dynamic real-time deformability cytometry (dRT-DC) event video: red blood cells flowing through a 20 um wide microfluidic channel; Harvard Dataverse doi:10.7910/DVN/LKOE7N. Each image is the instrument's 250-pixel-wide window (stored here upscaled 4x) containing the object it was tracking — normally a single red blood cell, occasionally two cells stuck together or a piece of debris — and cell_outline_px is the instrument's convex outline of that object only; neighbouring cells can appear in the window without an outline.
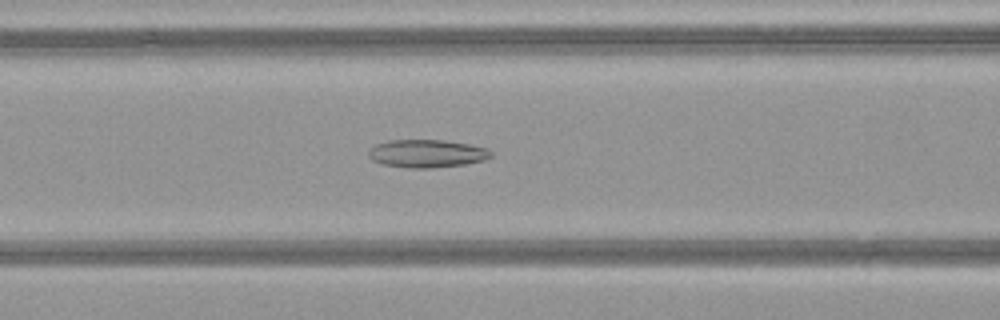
{"species": "common noctule bat (a hibernating species)", "species_latin": "Nyctalus noctula", "temperature_condition": "warm", "stored_images_in_passage": 49, "camera_frame_rate_fps": 3000, "um_per_image_px": 0.085, "animal": {"sex": "female", "body_mass_g": 21.9}, "frame": {"image": 1, "passage_image": 20, "time_ms": 6.333, "image_size_px": [1000, 320], "cell_outline_px": [[492, 156], [484, 160], [464, 164], [432, 168], [408, 168], [384, 164], [372, 160], [368, 156], [368, 152], [376, 144], [388, 140], [444, 140], [468, 144], [488, 148], [492, 152]], "centroid_in_image_um": [36.29, 13.05], "position_along_channel_um": 130.3, "area_um2": 19.88}}
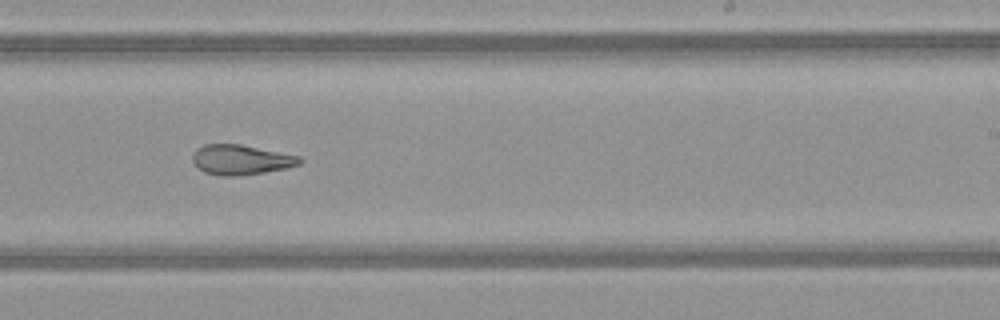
{"frame": {"image": 2, "passage_image": 30, "time_ms": 9.667, "image_size_px": [1000, 320], "cell_outline_px": [[304, 160], [300, 164], [288, 168], [264, 172], [232, 176], [220, 176], [204, 172], [192, 160], [192, 156], [196, 148], [204, 144], [240, 144], [300, 156]], "centroid_in_image_um": [20.49, 13.57], "position_along_channel_um": 268.5, "area_um2": 18.67}}
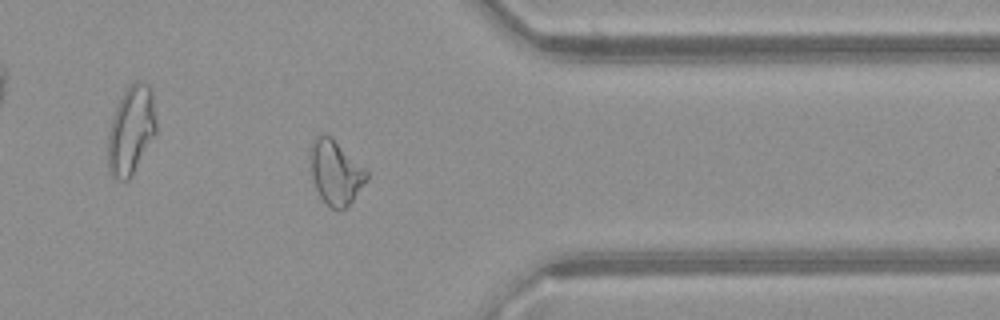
{"frame": {"image": 3, "passage_image": 39, "time_ms": 12.667, "image_size_px": [1000, 320], "cell_outline_px": [[368, 180], [352, 200], [340, 212], [336, 212], [320, 196], [316, 188], [312, 176], [312, 140], [316, 136], [332, 136], [368, 172]], "centroid_in_image_um": [28.56, 14.68], "position_along_channel_um": 382.8, "area_um2": 20.58}, "authors_computed_cell_mechanics": {"area_um2": 22.7732, "velocity_mm_per_s": 4.1538, "shape_relaxation_time_tau1_ms": null, "shape_relaxation_time_tau2_ms": 3.6294, "deformation_change_tau1": null, "deformation_change_tau2": 0.1303}}